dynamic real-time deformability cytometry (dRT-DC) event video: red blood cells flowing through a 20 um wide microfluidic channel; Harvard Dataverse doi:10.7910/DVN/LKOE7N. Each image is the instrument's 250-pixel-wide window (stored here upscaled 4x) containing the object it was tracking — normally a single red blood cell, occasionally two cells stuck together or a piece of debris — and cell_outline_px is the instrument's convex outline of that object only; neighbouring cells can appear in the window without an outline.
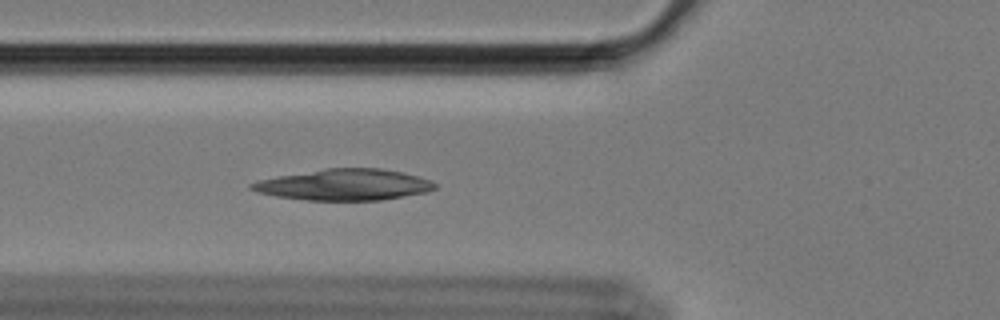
{"species": "Egyptian fruit bat (a non-hibernating species)", "species_latin": "Rousettus aegyptiacus", "temperature_condition": "cold", "stored_images_in_passage": 46, "camera_frame_rate_fps": 3000, "um_per_image_px": 0.085, "animal": {"sex": "female"}, "frame": {"image": 1, "passage_image": 12, "time_ms": 3.667, "image_size_px": [1000, 320], "cell_outline_px": [[436, 188], [428, 192], [380, 200], [308, 200], [276, 196], [256, 192], [248, 188], [248, 184], [260, 180], [276, 176], [324, 168], [380, 168], [420, 176], [436, 184]], "centroid_in_image_um": [29.23, 15.7], "position_along_channel_um": 96.6, "area_um2": 33.29}}
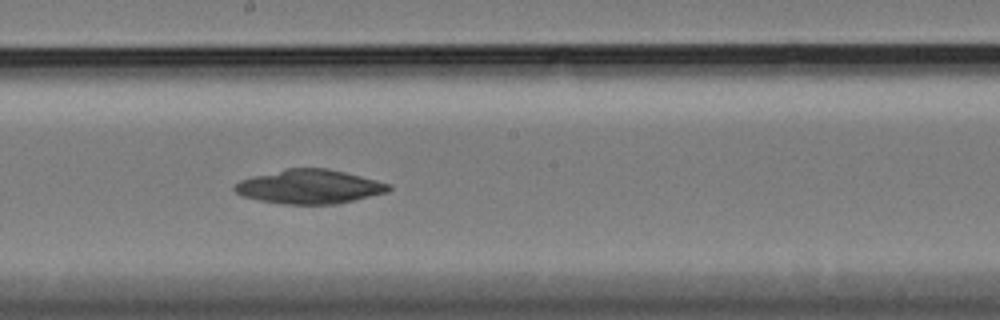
{"frame": {"image": 2, "passage_image": 23, "time_ms": 7.333, "image_size_px": [1000, 320], "cell_outline_px": [[392, 188], [388, 192], [336, 204], [284, 204], [260, 200], [244, 196], [236, 192], [232, 188], [240, 180], [252, 176], [288, 168], [328, 168], [392, 184]], "centroid_in_image_um": [26.32, 15.86], "position_along_channel_um": 221.9, "area_um2": 30.4}}
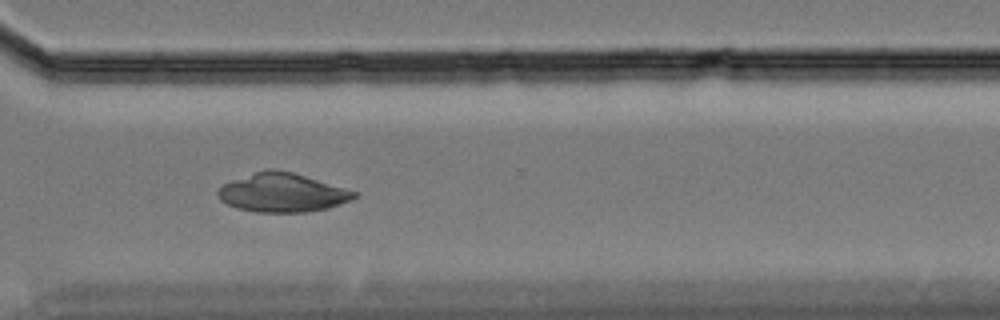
{"frame": {"image": 3, "passage_image": 34, "time_ms": 11.0, "image_size_px": [1000, 320], "cell_outline_px": [[356, 196], [352, 200], [328, 208], [304, 212], [256, 212], [236, 208], [220, 200], [216, 192], [224, 184], [232, 180], [268, 168], [272, 168], [292, 172], [344, 188], [356, 192]], "centroid_in_image_um": [23.97, 16.38], "position_along_channel_um": 346.6, "area_um2": 30.46}}